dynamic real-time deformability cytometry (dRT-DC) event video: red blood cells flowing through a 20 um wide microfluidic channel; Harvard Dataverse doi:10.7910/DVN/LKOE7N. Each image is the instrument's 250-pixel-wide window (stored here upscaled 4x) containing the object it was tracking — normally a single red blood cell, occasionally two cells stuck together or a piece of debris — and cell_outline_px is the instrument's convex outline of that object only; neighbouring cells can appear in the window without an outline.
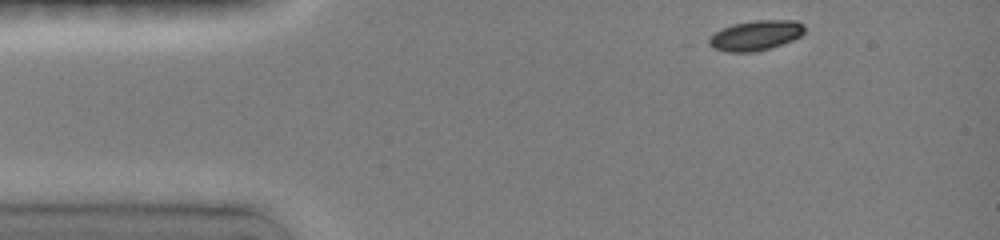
{"species": "common noctule bat (a hibernating species)", "species_latin": "Nyctalus noctula", "temperature_condition": "room temperature", "stored_images_in_passage": 3, "camera_frame_rate_fps": 3000, "um_per_image_px": 0.085, "animal": {"sex": "female", "body_mass_g": 19.0, "forearm_length_mm": 51.5}, "frame": {"image": 1, "passage_image": 1, "time_ms": 0.0, "image_size_px": [1000, 240], "cell_outline_px": [[804, 32], [800, 36], [792, 40], [768, 48], [752, 52], [728, 52], [716, 48], [708, 40], [716, 32], [732, 24], [756, 20], [796, 20], [804, 24]], "centroid_in_image_um": [64.29, 2.99], "position_along_channel_um": 20.7, "area_um2": 16.3}}
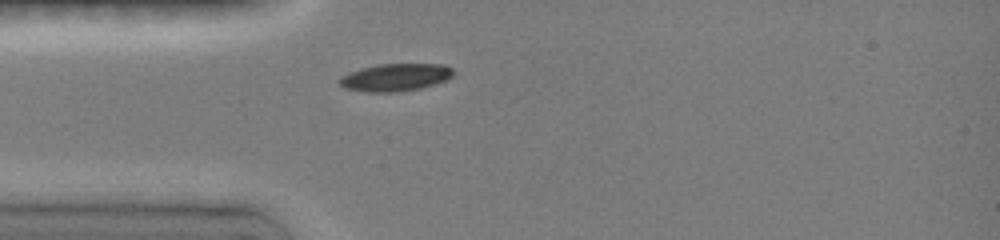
{"frame": {"image": 2, "passage_image": 3, "time_ms": 2.333, "image_size_px": [1000, 240], "cell_outline_px": [[452, 76], [444, 80], [420, 88], [400, 92], [368, 92], [348, 88], [340, 84], [340, 80], [344, 76], [360, 68], [376, 64], [440, 64], [452, 68]], "centroid_in_image_um": [33.62, 6.57], "position_along_channel_um": 51.4, "area_um2": 17.8}}